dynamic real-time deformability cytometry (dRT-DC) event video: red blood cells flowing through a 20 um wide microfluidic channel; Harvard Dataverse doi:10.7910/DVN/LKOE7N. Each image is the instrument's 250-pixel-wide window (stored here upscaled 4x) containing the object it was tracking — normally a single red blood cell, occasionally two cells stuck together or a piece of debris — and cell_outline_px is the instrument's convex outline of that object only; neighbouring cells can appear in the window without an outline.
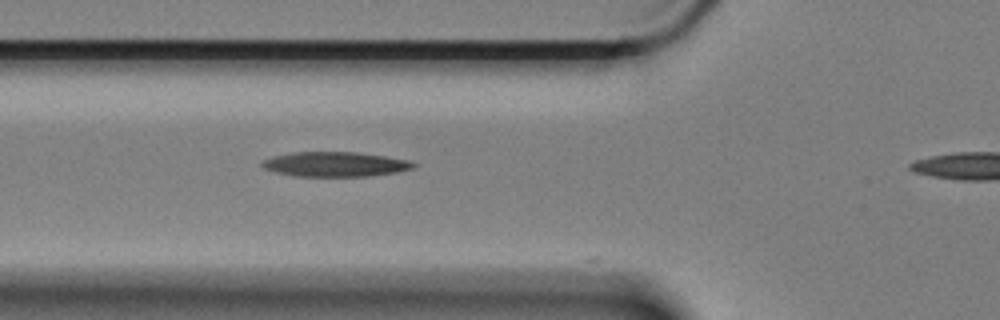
{"species": "Egyptian fruit bat (a non-hibernating species)", "species_latin": "Rousettus aegyptiacus", "temperature_condition": "cold", "stored_images_in_passage": 31, "camera_frame_rate_fps": 3000, "um_per_image_px": 0.085, "animal": {"sex": "female"}, "frame": {"image": 1, "passage_image": 9, "time_ms": 2.667, "image_size_px": [1000, 320], "cell_outline_px": [[420, 164], [416, 168], [396, 172], [372, 176], [296, 176], [276, 172], [264, 168], [260, 164], [264, 160], [272, 156], [292, 152], [360, 152], [408, 160]], "centroid_in_image_um": [28.54, 13.96], "position_along_channel_um": 97.3, "area_um2": 21.96}}
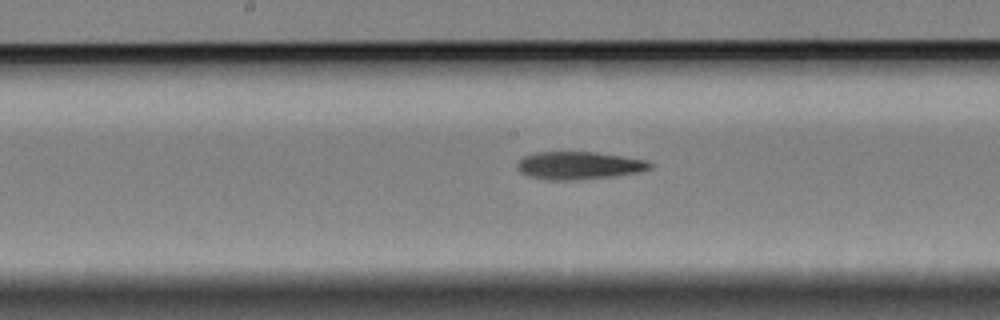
{"frame": {"image": 2, "passage_image": 18, "time_ms": 5.667, "image_size_px": [1000, 320], "cell_outline_px": [[656, 164], [652, 168], [640, 172], [612, 176], [572, 180], [548, 180], [528, 176], [520, 172], [516, 168], [516, 164], [524, 156], [532, 152], [596, 152], [648, 160]], "centroid_in_image_um": [49.22, 14.06], "position_along_channel_um": 199.0, "area_um2": 21.68}}
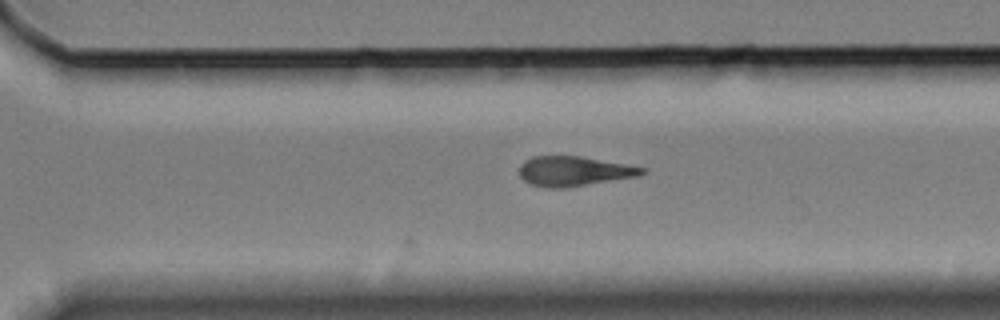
{"frame": {"image": 3, "passage_image": 29, "time_ms": 9.333, "image_size_px": [1000, 320], "cell_outline_px": [[648, 172], [640, 176], [564, 188], [548, 188], [532, 184], [524, 180], [520, 176], [520, 164], [524, 160], [532, 156], [580, 156], [628, 164], [648, 168]], "centroid_in_image_um": [48.84, 14.54], "position_along_channel_um": 321.8, "area_um2": 21.5}}